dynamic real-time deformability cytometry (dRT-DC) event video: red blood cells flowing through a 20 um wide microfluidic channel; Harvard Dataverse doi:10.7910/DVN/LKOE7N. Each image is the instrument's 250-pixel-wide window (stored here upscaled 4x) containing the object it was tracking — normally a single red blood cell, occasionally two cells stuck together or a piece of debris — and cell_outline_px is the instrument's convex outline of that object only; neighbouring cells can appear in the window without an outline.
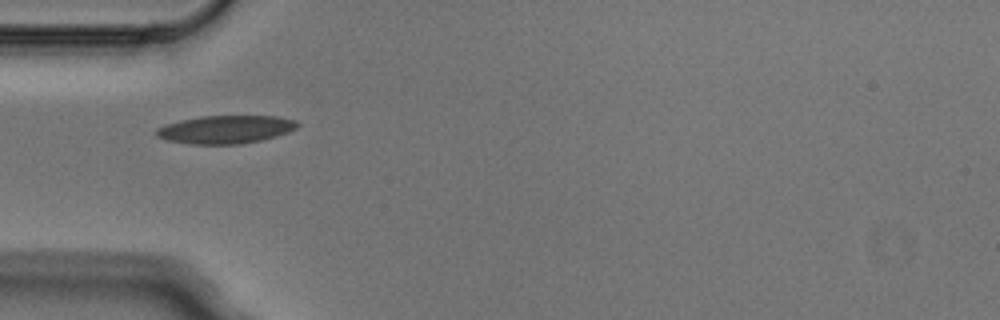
{"species": "Egyptian fruit bat (a non-hibernating species)", "species_latin": "Rousettus aegyptiacus", "temperature_condition": "cold", "stored_images_in_passage": 3, "camera_frame_rate_fps": 3000, "um_per_image_px": 0.085, "animal": {"sex": "male"}, "frame": {"image": 1, "passage_image": 1, "time_ms": 0.0, "image_size_px": [1000, 320], "cell_outline_px": [[300, 124], [296, 128], [288, 132], [276, 136], [260, 140], [240, 144], [188, 144], [168, 140], [156, 136], [156, 128], [164, 124], [180, 120], [200, 116], [280, 116], [296, 120]], "centroid_in_image_um": [19.17, 10.99], "position_along_channel_um": 65.8, "area_um2": 23.18}}
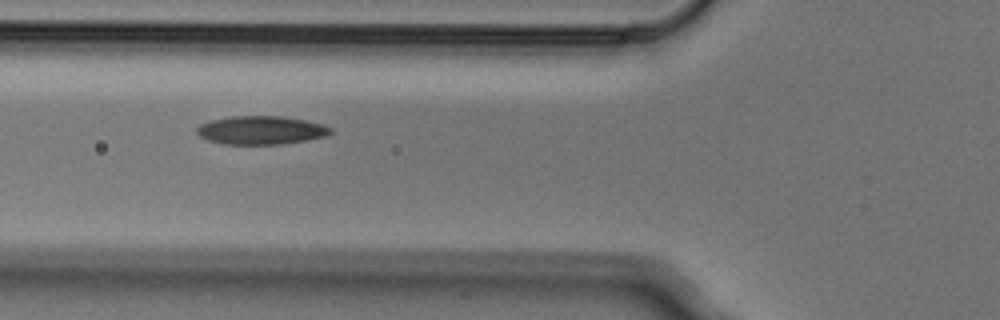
{"frame": {"image": 2, "passage_image": 2, "time_ms": 0.333, "image_size_px": [1000, 320], "cell_outline_px": [[332, 132], [328, 136], [308, 140], [284, 144], [224, 144], [208, 140], [200, 136], [196, 132], [196, 128], [200, 124], [212, 120], [232, 116], [284, 116], [324, 124], [332, 128]], "centroid_in_image_um": [22.23, 11.07], "position_along_channel_um": 103.6, "area_um2": 22.31}}
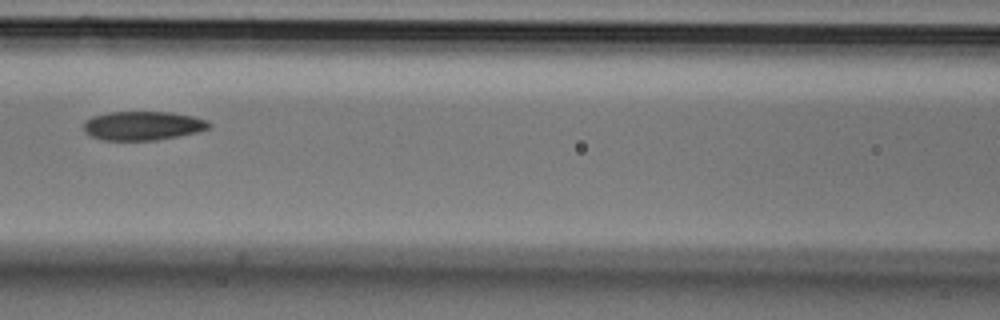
{"frame": {"image": 3, "passage_image": 3, "time_ms": 0.667, "image_size_px": [1000, 320], "cell_outline_px": [[212, 124], [208, 128], [196, 132], [156, 140], [104, 140], [92, 136], [84, 132], [84, 120], [92, 116], [108, 112], [172, 112], [192, 116], [208, 120]], "centroid_in_image_um": [12.12, 10.67], "position_along_channel_um": 154.5, "area_um2": 21.1}}